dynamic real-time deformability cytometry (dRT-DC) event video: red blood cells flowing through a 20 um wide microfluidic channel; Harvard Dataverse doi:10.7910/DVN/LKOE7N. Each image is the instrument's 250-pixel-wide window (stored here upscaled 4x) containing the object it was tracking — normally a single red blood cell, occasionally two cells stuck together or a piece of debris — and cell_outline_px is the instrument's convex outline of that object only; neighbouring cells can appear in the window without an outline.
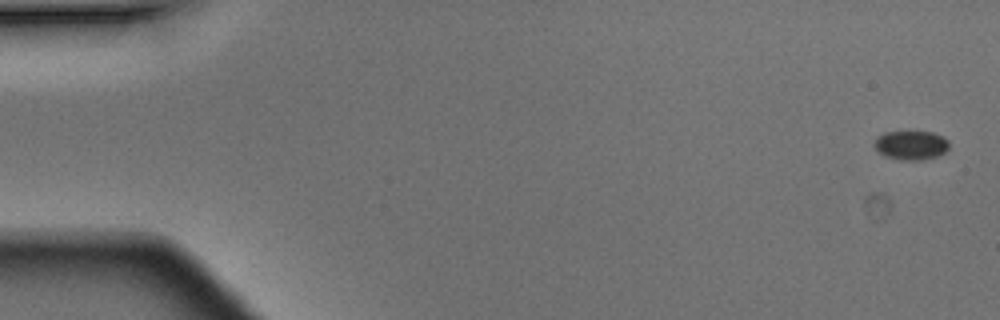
{"species": "Egyptian fruit bat (a non-hibernating species)", "species_latin": "Rousettus aegyptiacus", "temperature_condition": "warm", "stored_images_in_passage": 1, "camera_frame_rate_fps": 3000, "um_per_image_px": 0.085, "animal": {"sex": "male"}, "frame": {"image": 1, "passage_image": 1, "time_ms": 0.0, "image_size_px": [1000, 320], "cell_outline_px": [[948, 148], [944, 152], [936, 156], [920, 160], [900, 160], [884, 156], [872, 144], [876, 136], [884, 132], [912, 128], [932, 132], [944, 136], [948, 140]], "centroid_in_image_um": [77.4, 12.27], "position_along_channel_um": 7.6, "area_um2": 13.41}}